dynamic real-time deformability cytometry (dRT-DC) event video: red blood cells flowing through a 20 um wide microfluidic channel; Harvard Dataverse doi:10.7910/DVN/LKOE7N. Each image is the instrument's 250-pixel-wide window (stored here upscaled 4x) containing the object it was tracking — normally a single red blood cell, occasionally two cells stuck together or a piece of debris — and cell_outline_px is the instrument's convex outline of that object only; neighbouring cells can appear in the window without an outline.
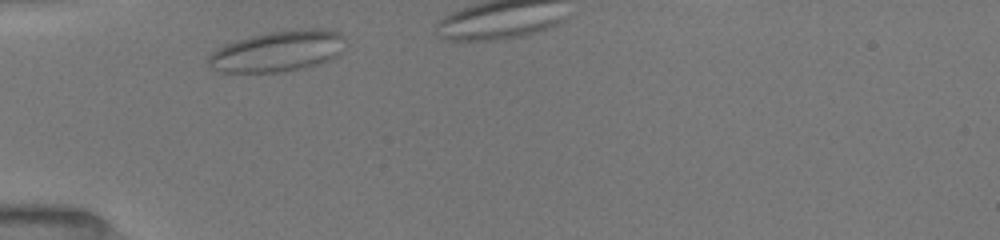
{"species": "common noctule bat (a hibernating species)", "species_latin": "Nyctalus noctula", "temperature_condition": "room temperature", "stored_images_in_passage": 11, "segment_of_instrument_passage": [1, 2], "camera_frame_rate_fps": 3000, "um_per_image_px": 0.085, "animal": {"sex": "female", "body_mass_g": 19.5, "forearm_length_mm": 54.1}, "frame": {"image": 1, "passage_image": 2, "time_ms": 0.333, "image_size_px": [1000, 240], "cell_outline_px": [[344, 36], [336, 56], [328, 60], [316, 64], [284, 72], [220, 72], [212, 68], [208, 64], [208, 56], [212, 52], [224, 44], [252, 36], [268, 32], [308, 28], [320, 28], [336, 32]], "centroid_in_image_um": [23.54, 4.35], "position_along_channel_um": 61.5, "area_um2": 32.08}}
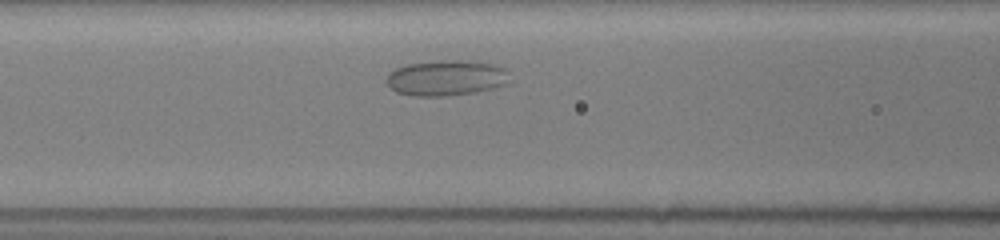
{"frame": {"image": 2, "passage_image": 7, "time_ms": 2.333, "image_size_px": [1000, 240], "cell_outline_px": [[508, 72], [504, 84], [492, 88], [476, 92], [444, 96], [416, 96], [396, 92], [384, 80], [388, 72], [396, 68], [408, 64], [440, 60], [480, 60], [504, 68]], "centroid_in_image_um": [37.88, 6.61], "position_along_channel_um": 128.7, "area_um2": 25.55}}
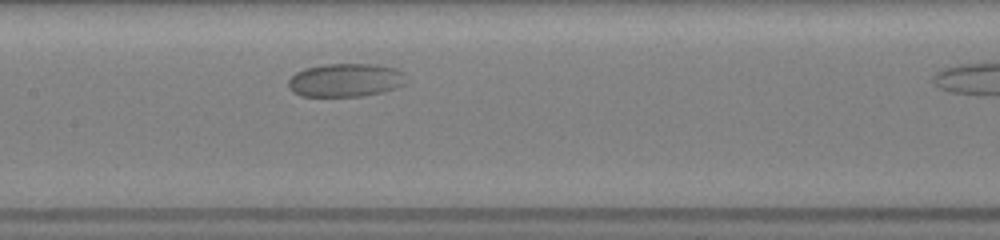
{"frame": {"image": 3, "passage_image": 10, "time_ms": 3.667, "image_size_px": [1000, 240], "cell_outline_px": [[404, 84], [380, 92], [360, 96], [300, 96], [292, 92], [288, 88], [288, 80], [296, 72], [304, 68], [324, 64], [372, 64], [396, 68], [404, 72]], "centroid_in_image_um": [29.31, 6.8], "position_along_channel_um": 178.1, "area_um2": 22.83}}